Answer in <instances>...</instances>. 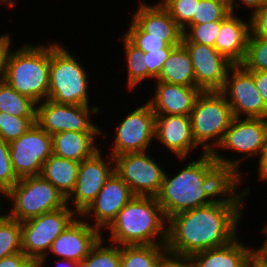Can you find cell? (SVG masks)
Here are the masks:
<instances>
[{"label": "cell", "mask_w": 267, "mask_h": 267, "mask_svg": "<svg viewBox=\"0 0 267 267\" xmlns=\"http://www.w3.org/2000/svg\"><path fill=\"white\" fill-rule=\"evenodd\" d=\"M36 103L0 80V112L19 117H36Z\"/></svg>", "instance_id": "28"}, {"label": "cell", "mask_w": 267, "mask_h": 267, "mask_svg": "<svg viewBox=\"0 0 267 267\" xmlns=\"http://www.w3.org/2000/svg\"><path fill=\"white\" fill-rule=\"evenodd\" d=\"M79 164L52 154L43 164L40 175L67 198L75 187Z\"/></svg>", "instance_id": "25"}, {"label": "cell", "mask_w": 267, "mask_h": 267, "mask_svg": "<svg viewBox=\"0 0 267 267\" xmlns=\"http://www.w3.org/2000/svg\"><path fill=\"white\" fill-rule=\"evenodd\" d=\"M131 19L149 36L182 37V30L159 0L153 5L141 2Z\"/></svg>", "instance_id": "24"}, {"label": "cell", "mask_w": 267, "mask_h": 267, "mask_svg": "<svg viewBox=\"0 0 267 267\" xmlns=\"http://www.w3.org/2000/svg\"><path fill=\"white\" fill-rule=\"evenodd\" d=\"M155 81L195 86L193 64L188 51L182 44L170 52L167 60L163 63L159 77Z\"/></svg>", "instance_id": "26"}, {"label": "cell", "mask_w": 267, "mask_h": 267, "mask_svg": "<svg viewBox=\"0 0 267 267\" xmlns=\"http://www.w3.org/2000/svg\"><path fill=\"white\" fill-rule=\"evenodd\" d=\"M159 2L168 10L182 31L190 25H196V4L199 0H159Z\"/></svg>", "instance_id": "33"}, {"label": "cell", "mask_w": 267, "mask_h": 267, "mask_svg": "<svg viewBox=\"0 0 267 267\" xmlns=\"http://www.w3.org/2000/svg\"><path fill=\"white\" fill-rule=\"evenodd\" d=\"M9 146L11 163L19 179L40 175L43 164L53 154L51 135L36 123Z\"/></svg>", "instance_id": "14"}, {"label": "cell", "mask_w": 267, "mask_h": 267, "mask_svg": "<svg viewBox=\"0 0 267 267\" xmlns=\"http://www.w3.org/2000/svg\"><path fill=\"white\" fill-rule=\"evenodd\" d=\"M10 158V146L0 138V199L18 182Z\"/></svg>", "instance_id": "38"}, {"label": "cell", "mask_w": 267, "mask_h": 267, "mask_svg": "<svg viewBox=\"0 0 267 267\" xmlns=\"http://www.w3.org/2000/svg\"><path fill=\"white\" fill-rule=\"evenodd\" d=\"M12 39L6 32L0 35V80L3 79L5 73V67L7 64V58L11 50Z\"/></svg>", "instance_id": "41"}, {"label": "cell", "mask_w": 267, "mask_h": 267, "mask_svg": "<svg viewBox=\"0 0 267 267\" xmlns=\"http://www.w3.org/2000/svg\"><path fill=\"white\" fill-rule=\"evenodd\" d=\"M30 267H42L39 263H33Z\"/></svg>", "instance_id": "51"}, {"label": "cell", "mask_w": 267, "mask_h": 267, "mask_svg": "<svg viewBox=\"0 0 267 267\" xmlns=\"http://www.w3.org/2000/svg\"><path fill=\"white\" fill-rule=\"evenodd\" d=\"M155 120L156 115L148 102L131 109L116 126L110 155L114 158L124 153L149 150L152 141L155 142Z\"/></svg>", "instance_id": "12"}, {"label": "cell", "mask_w": 267, "mask_h": 267, "mask_svg": "<svg viewBox=\"0 0 267 267\" xmlns=\"http://www.w3.org/2000/svg\"><path fill=\"white\" fill-rule=\"evenodd\" d=\"M188 51L194 69L195 87L201 91H221L233 66L215 47L196 42H181Z\"/></svg>", "instance_id": "17"}, {"label": "cell", "mask_w": 267, "mask_h": 267, "mask_svg": "<svg viewBox=\"0 0 267 267\" xmlns=\"http://www.w3.org/2000/svg\"><path fill=\"white\" fill-rule=\"evenodd\" d=\"M254 84L267 107V71H253Z\"/></svg>", "instance_id": "45"}, {"label": "cell", "mask_w": 267, "mask_h": 267, "mask_svg": "<svg viewBox=\"0 0 267 267\" xmlns=\"http://www.w3.org/2000/svg\"><path fill=\"white\" fill-rule=\"evenodd\" d=\"M50 44L25 43L11 49L3 79L36 104L48 99Z\"/></svg>", "instance_id": "4"}, {"label": "cell", "mask_w": 267, "mask_h": 267, "mask_svg": "<svg viewBox=\"0 0 267 267\" xmlns=\"http://www.w3.org/2000/svg\"><path fill=\"white\" fill-rule=\"evenodd\" d=\"M152 98L147 100L155 115L190 116L197 97L202 92L195 86H183L164 81H154Z\"/></svg>", "instance_id": "20"}, {"label": "cell", "mask_w": 267, "mask_h": 267, "mask_svg": "<svg viewBox=\"0 0 267 267\" xmlns=\"http://www.w3.org/2000/svg\"><path fill=\"white\" fill-rule=\"evenodd\" d=\"M267 139V119L265 118H239L233 117L224 137L212 153L214 160L219 164L221 169L234 181L242 183L241 161L257 156L259 159L262 149ZM220 148V149H219ZM224 151H236L243 155V158H228L220 153ZM220 150V151H219Z\"/></svg>", "instance_id": "6"}, {"label": "cell", "mask_w": 267, "mask_h": 267, "mask_svg": "<svg viewBox=\"0 0 267 267\" xmlns=\"http://www.w3.org/2000/svg\"><path fill=\"white\" fill-rule=\"evenodd\" d=\"M166 245H121L120 267H157Z\"/></svg>", "instance_id": "27"}, {"label": "cell", "mask_w": 267, "mask_h": 267, "mask_svg": "<svg viewBox=\"0 0 267 267\" xmlns=\"http://www.w3.org/2000/svg\"><path fill=\"white\" fill-rule=\"evenodd\" d=\"M174 48L175 47H165L161 49V51H149L144 53L149 80H152L153 82L159 77L163 63L167 60L170 52Z\"/></svg>", "instance_id": "39"}, {"label": "cell", "mask_w": 267, "mask_h": 267, "mask_svg": "<svg viewBox=\"0 0 267 267\" xmlns=\"http://www.w3.org/2000/svg\"><path fill=\"white\" fill-rule=\"evenodd\" d=\"M237 13L229 14L222 22L214 44L215 49L233 65H241L247 52L250 17L244 21Z\"/></svg>", "instance_id": "21"}, {"label": "cell", "mask_w": 267, "mask_h": 267, "mask_svg": "<svg viewBox=\"0 0 267 267\" xmlns=\"http://www.w3.org/2000/svg\"><path fill=\"white\" fill-rule=\"evenodd\" d=\"M3 197L11 202L5 214L20 223L67 205L66 198L41 175L20 178Z\"/></svg>", "instance_id": "8"}, {"label": "cell", "mask_w": 267, "mask_h": 267, "mask_svg": "<svg viewBox=\"0 0 267 267\" xmlns=\"http://www.w3.org/2000/svg\"><path fill=\"white\" fill-rule=\"evenodd\" d=\"M106 229L107 240L119 246L166 245L167 241V219L153 196H134Z\"/></svg>", "instance_id": "3"}, {"label": "cell", "mask_w": 267, "mask_h": 267, "mask_svg": "<svg viewBox=\"0 0 267 267\" xmlns=\"http://www.w3.org/2000/svg\"><path fill=\"white\" fill-rule=\"evenodd\" d=\"M229 14L227 0H199L196 4V24L223 21Z\"/></svg>", "instance_id": "37"}, {"label": "cell", "mask_w": 267, "mask_h": 267, "mask_svg": "<svg viewBox=\"0 0 267 267\" xmlns=\"http://www.w3.org/2000/svg\"><path fill=\"white\" fill-rule=\"evenodd\" d=\"M259 233L266 235V238H264L265 240L261 244L262 246L256 250L267 260V228L264 226Z\"/></svg>", "instance_id": "48"}, {"label": "cell", "mask_w": 267, "mask_h": 267, "mask_svg": "<svg viewBox=\"0 0 267 267\" xmlns=\"http://www.w3.org/2000/svg\"><path fill=\"white\" fill-rule=\"evenodd\" d=\"M75 57L68 47L50 43L48 99L58 104L91 105L90 74Z\"/></svg>", "instance_id": "5"}, {"label": "cell", "mask_w": 267, "mask_h": 267, "mask_svg": "<svg viewBox=\"0 0 267 267\" xmlns=\"http://www.w3.org/2000/svg\"><path fill=\"white\" fill-rule=\"evenodd\" d=\"M147 152L115 156V173L128 185L134 196L156 197L166 170Z\"/></svg>", "instance_id": "10"}, {"label": "cell", "mask_w": 267, "mask_h": 267, "mask_svg": "<svg viewBox=\"0 0 267 267\" xmlns=\"http://www.w3.org/2000/svg\"><path fill=\"white\" fill-rule=\"evenodd\" d=\"M121 38L124 43L122 45H124L123 52L126 56L125 63L127 64V87L132 92V89L135 90L137 85H142L148 79V68L144 52L133 45L125 36L122 35Z\"/></svg>", "instance_id": "29"}, {"label": "cell", "mask_w": 267, "mask_h": 267, "mask_svg": "<svg viewBox=\"0 0 267 267\" xmlns=\"http://www.w3.org/2000/svg\"><path fill=\"white\" fill-rule=\"evenodd\" d=\"M102 232L91 226L83 217L78 215L69 226L52 242L47 255L39 262L44 267L46 259L59 257L81 263L91 249L102 238Z\"/></svg>", "instance_id": "16"}, {"label": "cell", "mask_w": 267, "mask_h": 267, "mask_svg": "<svg viewBox=\"0 0 267 267\" xmlns=\"http://www.w3.org/2000/svg\"><path fill=\"white\" fill-rule=\"evenodd\" d=\"M1 198V211L2 210ZM22 252L21 248V223L10 218L5 213H0V260L6 256Z\"/></svg>", "instance_id": "31"}, {"label": "cell", "mask_w": 267, "mask_h": 267, "mask_svg": "<svg viewBox=\"0 0 267 267\" xmlns=\"http://www.w3.org/2000/svg\"><path fill=\"white\" fill-rule=\"evenodd\" d=\"M240 186L234 181L212 203L171 216L167 220V253L190 258L234 240L240 232L245 197L251 191L249 186L237 190Z\"/></svg>", "instance_id": "1"}, {"label": "cell", "mask_w": 267, "mask_h": 267, "mask_svg": "<svg viewBox=\"0 0 267 267\" xmlns=\"http://www.w3.org/2000/svg\"><path fill=\"white\" fill-rule=\"evenodd\" d=\"M155 140L180 161L186 160L199 148L192 136L190 116L156 115Z\"/></svg>", "instance_id": "19"}, {"label": "cell", "mask_w": 267, "mask_h": 267, "mask_svg": "<svg viewBox=\"0 0 267 267\" xmlns=\"http://www.w3.org/2000/svg\"><path fill=\"white\" fill-rule=\"evenodd\" d=\"M221 92L231 106L233 117L267 119V107L255 87L253 71L233 65Z\"/></svg>", "instance_id": "15"}, {"label": "cell", "mask_w": 267, "mask_h": 267, "mask_svg": "<svg viewBox=\"0 0 267 267\" xmlns=\"http://www.w3.org/2000/svg\"><path fill=\"white\" fill-rule=\"evenodd\" d=\"M15 1L17 0H0V5L3 6L4 5H8V7L10 6L11 8L14 6Z\"/></svg>", "instance_id": "50"}, {"label": "cell", "mask_w": 267, "mask_h": 267, "mask_svg": "<svg viewBox=\"0 0 267 267\" xmlns=\"http://www.w3.org/2000/svg\"><path fill=\"white\" fill-rule=\"evenodd\" d=\"M36 121V117H19L0 112V138L10 143L27 132Z\"/></svg>", "instance_id": "35"}, {"label": "cell", "mask_w": 267, "mask_h": 267, "mask_svg": "<svg viewBox=\"0 0 267 267\" xmlns=\"http://www.w3.org/2000/svg\"><path fill=\"white\" fill-rule=\"evenodd\" d=\"M102 132L63 131L51 135L54 155L81 162L90 158L97 150L98 137Z\"/></svg>", "instance_id": "23"}, {"label": "cell", "mask_w": 267, "mask_h": 267, "mask_svg": "<svg viewBox=\"0 0 267 267\" xmlns=\"http://www.w3.org/2000/svg\"><path fill=\"white\" fill-rule=\"evenodd\" d=\"M78 216L68 205L21 222L22 252L39 263L48 253L52 242Z\"/></svg>", "instance_id": "9"}, {"label": "cell", "mask_w": 267, "mask_h": 267, "mask_svg": "<svg viewBox=\"0 0 267 267\" xmlns=\"http://www.w3.org/2000/svg\"><path fill=\"white\" fill-rule=\"evenodd\" d=\"M256 168L258 169V180L267 182V139L258 159V166Z\"/></svg>", "instance_id": "46"}, {"label": "cell", "mask_w": 267, "mask_h": 267, "mask_svg": "<svg viewBox=\"0 0 267 267\" xmlns=\"http://www.w3.org/2000/svg\"><path fill=\"white\" fill-rule=\"evenodd\" d=\"M238 0H227L228 2V7L231 13L235 14V11H238V8H242L239 7V5L241 6V4H243L244 6H246V8L248 7V9H251V14H253L256 10L260 9L266 2L267 0H239L238 3L236 2ZM238 7V8H236Z\"/></svg>", "instance_id": "44"}, {"label": "cell", "mask_w": 267, "mask_h": 267, "mask_svg": "<svg viewBox=\"0 0 267 267\" xmlns=\"http://www.w3.org/2000/svg\"><path fill=\"white\" fill-rule=\"evenodd\" d=\"M129 29L124 36L144 53L161 51L165 47H176L181 44L182 37H156L149 36L132 19Z\"/></svg>", "instance_id": "30"}, {"label": "cell", "mask_w": 267, "mask_h": 267, "mask_svg": "<svg viewBox=\"0 0 267 267\" xmlns=\"http://www.w3.org/2000/svg\"><path fill=\"white\" fill-rule=\"evenodd\" d=\"M104 238L103 235L88 256L80 263V267H120V246L108 244Z\"/></svg>", "instance_id": "32"}, {"label": "cell", "mask_w": 267, "mask_h": 267, "mask_svg": "<svg viewBox=\"0 0 267 267\" xmlns=\"http://www.w3.org/2000/svg\"><path fill=\"white\" fill-rule=\"evenodd\" d=\"M241 65L248 71H267V38L256 37L250 32Z\"/></svg>", "instance_id": "34"}, {"label": "cell", "mask_w": 267, "mask_h": 267, "mask_svg": "<svg viewBox=\"0 0 267 267\" xmlns=\"http://www.w3.org/2000/svg\"><path fill=\"white\" fill-rule=\"evenodd\" d=\"M157 267H191L189 258L166 253Z\"/></svg>", "instance_id": "43"}, {"label": "cell", "mask_w": 267, "mask_h": 267, "mask_svg": "<svg viewBox=\"0 0 267 267\" xmlns=\"http://www.w3.org/2000/svg\"><path fill=\"white\" fill-rule=\"evenodd\" d=\"M222 21L190 25L182 31L181 42H196L214 47Z\"/></svg>", "instance_id": "36"}, {"label": "cell", "mask_w": 267, "mask_h": 267, "mask_svg": "<svg viewBox=\"0 0 267 267\" xmlns=\"http://www.w3.org/2000/svg\"><path fill=\"white\" fill-rule=\"evenodd\" d=\"M192 136L202 154H212L232 119V109L221 91H202L190 114Z\"/></svg>", "instance_id": "7"}, {"label": "cell", "mask_w": 267, "mask_h": 267, "mask_svg": "<svg viewBox=\"0 0 267 267\" xmlns=\"http://www.w3.org/2000/svg\"><path fill=\"white\" fill-rule=\"evenodd\" d=\"M247 267H267V260L255 249L250 255Z\"/></svg>", "instance_id": "47"}, {"label": "cell", "mask_w": 267, "mask_h": 267, "mask_svg": "<svg viewBox=\"0 0 267 267\" xmlns=\"http://www.w3.org/2000/svg\"><path fill=\"white\" fill-rule=\"evenodd\" d=\"M102 152L100 147L90 158L80 162L75 187L66 198L67 205L78 215L91 205L105 182L115 172L114 158L106 153L109 157L104 158Z\"/></svg>", "instance_id": "13"}, {"label": "cell", "mask_w": 267, "mask_h": 267, "mask_svg": "<svg viewBox=\"0 0 267 267\" xmlns=\"http://www.w3.org/2000/svg\"><path fill=\"white\" fill-rule=\"evenodd\" d=\"M238 236L224 247L210 248L192 255L191 267H247L254 247L242 243Z\"/></svg>", "instance_id": "22"}, {"label": "cell", "mask_w": 267, "mask_h": 267, "mask_svg": "<svg viewBox=\"0 0 267 267\" xmlns=\"http://www.w3.org/2000/svg\"><path fill=\"white\" fill-rule=\"evenodd\" d=\"M134 197L128 185L114 172L105 182L95 200L80 215L102 233L119 211ZM93 220H91V218ZM91 221H87V220Z\"/></svg>", "instance_id": "18"}, {"label": "cell", "mask_w": 267, "mask_h": 267, "mask_svg": "<svg viewBox=\"0 0 267 267\" xmlns=\"http://www.w3.org/2000/svg\"><path fill=\"white\" fill-rule=\"evenodd\" d=\"M100 109L99 106L58 104L47 99L36 105L35 123L50 135L63 131L103 133L91 118Z\"/></svg>", "instance_id": "11"}, {"label": "cell", "mask_w": 267, "mask_h": 267, "mask_svg": "<svg viewBox=\"0 0 267 267\" xmlns=\"http://www.w3.org/2000/svg\"><path fill=\"white\" fill-rule=\"evenodd\" d=\"M56 267H80V263L76 261L66 260V259H56Z\"/></svg>", "instance_id": "49"}, {"label": "cell", "mask_w": 267, "mask_h": 267, "mask_svg": "<svg viewBox=\"0 0 267 267\" xmlns=\"http://www.w3.org/2000/svg\"><path fill=\"white\" fill-rule=\"evenodd\" d=\"M234 180L229 177L210 153L200 154L175 175L165 171L156 196L165 218L208 205L215 201Z\"/></svg>", "instance_id": "2"}, {"label": "cell", "mask_w": 267, "mask_h": 267, "mask_svg": "<svg viewBox=\"0 0 267 267\" xmlns=\"http://www.w3.org/2000/svg\"><path fill=\"white\" fill-rule=\"evenodd\" d=\"M33 262L23 253H15L0 260V267H30Z\"/></svg>", "instance_id": "42"}, {"label": "cell", "mask_w": 267, "mask_h": 267, "mask_svg": "<svg viewBox=\"0 0 267 267\" xmlns=\"http://www.w3.org/2000/svg\"><path fill=\"white\" fill-rule=\"evenodd\" d=\"M250 15L251 33L260 38H267V2Z\"/></svg>", "instance_id": "40"}]
</instances>
